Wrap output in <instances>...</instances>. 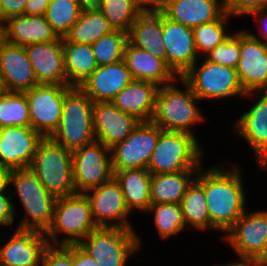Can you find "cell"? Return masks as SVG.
Here are the masks:
<instances>
[{
  "label": "cell",
  "mask_w": 267,
  "mask_h": 266,
  "mask_svg": "<svg viewBox=\"0 0 267 266\" xmlns=\"http://www.w3.org/2000/svg\"><path fill=\"white\" fill-rule=\"evenodd\" d=\"M59 37L53 31L45 15H20L2 24V39L13 45L26 46L39 42H51Z\"/></svg>",
  "instance_id": "cell-25"
},
{
  "label": "cell",
  "mask_w": 267,
  "mask_h": 266,
  "mask_svg": "<svg viewBox=\"0 0 267 266\" xmlns=\"http://www.w3.org/2000/svg\"><path fill=\"white\" fill-rule=\"evenodd\" d=\"M162 13L173 22L193 28L218 20L225 9L223 0H170Z\"/></svg>",
  "instance_id": "cell-26"
},
{
  "label": "cell",
  "mask_w": 267,
  "mask_h": 266,
  "mask_svg": "<svg viewBox=\"0 0 267 266\" xmlns=\"http://www.w3.org/2000/svg\"><path fill=\"white\" fill-rule=\"evenodd\" d=\"M123 60L133 80L150 81L163 86L179 78L163 59L135 47L129 41L125 46Z\"/></svg>",
  "instance_id": "cell-24"
},
{
  "label": "cell",
  "mask_w": 267,
  "mask_h": 266,
  "mask_svg": "<svg viewBox=\"0 0 267 266\" xmlns=\"http://www.w3.org/2000/svg\"><path fill=\"white\" fill-rule=\"evenodd\" d=\"M204 171V192L210 216V229L227 233L246 211V194L238 163H228Z\"/></svg>",
  "instance_id": "cell-1"
},
{
  "label": "cell",
  "mask_w": 267,
  "mask_h": 266,
  "mask_svg": "<svg viewBox=\"0 0 267 266\" xmlns=\"http://www.w3.org/2000/svg\"><path fill=\"white\" fill-rule=\"evenodd\" d=\"M162 131L152 121H140L123 141L110 148L113 171L147 169Z\"/></svg>",
  "instance_id": "cell-10"
},
{
  "label": "cell",
  "mask_w": 267,
  "mask_h": 266,
  "mask_svg": "<svg viewBox=\"0 0 267 266\" xmlns=\"http://www.w3.org/2000/svg\"><path fill=\"white\" fill-rule=\"evenodd\" d=\"M162 39L167 65L178 77H182L199 60L193 29L171 21L162 13Z\"/></svg>",
  "instance_id": "cell-16"
},
{
  "label": "cell",
  "mask_w": 267,
  "mask_h": 266,
  "mask_svg": "<svg viewBox=\"0 0 267 266\" xmlns=\"http://www.w3.org/2000/svg\"><path fill=\"white\" fill-rule=\"evenodd\" d=\"M42 138L31 126L0 128V165L10 171L29 168Z\"/></svg>",
  "instance_id": "cell-17"
},
{
  "label": "cell",
  "mask_w": 267,
  "mask_h": 266,
  "mask_svg": "<svg viewBox=\"0 0 267 266\" xmlns=\"http://www.w3.org/2000/svg\"><path fill=\"white\" fill-rule=\"evenodd\" d=\"M67 85L38 84L25 91L29 104L30 126L42 137H51L57 130L62 115Z\"/></svg>",
  "instance_id": "cell-12"
},
{
  "label": "cell",
  "mask_w": 267,
  "mask_h": 266,
  "mask_svg": "<svg viewBox=\"0 0 267 266\" xmlns=\"http://www.w3.org/2000/svg\"><path fill=\"white\" fill-rule=\"evenodd\" d=\"M236 70L245 98L267 92V43L249 30L240 31V58Z\"/></svg>",
  "instance_id": "cell-13"
},
{
  "label": "cell",
  "mask_w": 267,
  "mask_h": 266,
  "mask_svg": "<svg viewBox=\"0 0 267 266\" xmlns=\"http://www.w3.org/2000/svg\"><path fill=\"white\" fill-rule=\"evenodd\" d=\"M40 266H73V244L48 245L43 252Z\"/></svg>",
  "instance_id": "cell-41"
},
{
  "label": "cell",
  "mask_w": 267,
  "mask_h": 266,
  "mask_svg": "<svg viewBox=\"0 0 267 266\" xmlns=\"http://www.w3.org/2000/svg\"><path fill=\"white\" fill-rule=\"evenodd\" d=\"M135 232L126 228L98 227L78 245L99 266H125L141 245L140 237Z\"/></svg>",
  "instance_id": "cell-8"
},
{
  "label": "cell",
  "mask_w": 267,
  "mask_h": 266,
  "mask_svg": "<svg viewBox=\"0 0 267 266\" xmlns=\"http://www.w3.org/2000/svg\"><path fill=\"white\" fill-rule=\"evenodd\" d=\"M72 166L76 193H85L114 177L111 149L97 140L72 152Z\"/></svg>",
  "instance_id": "cell-11"
},
{
  "label": "cell",
  "mask_w": 267,
  "mask_h": 266,
  "mask_svg": "<svg viewBox=\"0 0 267 266\" xmlns=\"http://www.w3.org/2000/svg\"><path fill=\"white\" fill-rule=\"evenodd\" d=\"M94 102L79 88L64 95L61 121L51 138L71 152L95 141Z\"/></svg>",
  "instance_id": "cell-4"
},
{
  "label": "cell",
  "mask_w": 267,
  "mask_h": 266,
  "mask_svg": "<svg viewBox=\"0 0 267 266\" xmlns=\"http://www.w3.org/2000/svg\"><path fill=\"white\" fill-rule=\"evenodd\" d=\"M73 266H99L78 244H73Z\"/></svg>",
  "instance_id": "cell-46"
},
{
  "label": "cell",
  "mask_w": 267,
  "mask_h": 266,
  "mask_svg": "<svg viewBox=\"0 0 267 266\" xmlns=\"http://www.w3.org/2000/svg\"><path fill=\"white\" fill-rule=\"evenodd\" d=\"M28 0H0V25L9 18L24 15Z\"/></svg>",
  "instance_id": "cell-43"
},
{
  "label": "cell",
  "mask_w": 267,
  "mask_h": 266,
  "mask_svg": "<svg viewBox=\"0 0 267 266\" xmlns=\"http://www.w3.org/2000/svg\"><path fill=\"white\" fill-rule=\"evenodd\" d=\"M29 169L56 198L76 194L72 152L51 137H43L40 140Z\"/></svg>",
  "instance_id": "cell-3"
},
{
  "label": "cell",
  "mask_w": 267,
  "mask_h": 266,
  "mask_svg": "<svg viewBox=\"0 0 267 266\" xmlns=\"http://www.w3.org/2000/svg\"><path fill=\"white\" fill-rule=\"evenodd\" d=\"M51 0H28L25 6L26 15L43 16Z\"/></svg>",
  "instance_id": "cell-47"
},
{
  "label": "cell",
  "mask_w": 267,
  "mask_h": 266,
  "mask_svg": "<svg viewBox=\"0 0 267 266\" xmlns=\"http://www.w3.org/2000/svg\"><path fill=\"white\" fill-rule=\"evenodd\" d=\"M204 58L231 68H237L240 58V31L234 32L224 43L205 54Z\"/></svg>",
  "instance_id": "cell-40"
},
{
  "label": "cell",
  "mask_w": 267,
  "mask_h": 266,
  "mask_svg": "<svg viewBox=\"0 0 267 266\" xmlns=\"http://www.w3.org/2000/svg\"><path fill=\"white\" fill-rule=\"evenodd\" d=\"M158 88L157 84L150 81L133 80L111 102L140 121H151Z\"/></svg>",
  "instance_id": "cell-27"
},
{
  "label": "cell",
  "mask_w": 267,
  "mask_h": 266,
  "mask_svg": "<svg viewBox=\"0 0 267 266\" xmlns=\"http://www.w3.org/2000/svg\"><path fill=\"white\" fill-rule=\"evenodd\" d=\"M81 10H99L103 0H78Z\"/></svg>",
  "instance_id": "cell-49"
},
{
  "label": "cell",
  "mask_w": 267,
  "mask_h": 266,
  "mask_svg": "<svg viewBox=\"0 0 267 266\" xmlns=\"http://www.w3.org/2000/svg\"><path fill=\"white\" fill-rule=\"evenodd\" d=\"M96 228L89 199L84 193H76L57 198L53 221L45 235L49 245H72L79 244ZM62 234L65 237L60 240Z\"/></svg>",
  "instance_id": "cell-5"
},
{
  "label": "cell",
  "mask_w": 267,
  "mask_h": 266,
  "mask_svg": "<svg viewBox=\"0 0 267 266\" xmlns=\"http://www.w3.org/2000/svg\"><path fill=\"white\" fill-rule=\"evenodd\" d=\"M2 39V25H0V40Z\"/></svg>",
  "instance_id": "cell-53"
},
{
  "label": "cell",
  "mask_w": 267,
  "mask_h": 266,
  "mask_svg": "<svg viewBox=\"0 0 267 266\" xmlns=\"http://www.w3.org/2000/svg\"><path fill=\"white\" fill-rule=\"evenodd\" d=\"M178 80L182 87L185 86L184 90L177 87L176 81L159 86L151 121L164 131L186 132L194 135L192 132L194 124L204 121L200 108L197 107V102L201 100L181 77Z\"/></svg>",
  "instance_id": "cell-2"
},
{
  "label": "cell",
  "mask_w": 267,
  "mask_h": 266,
  "mask_svg": "<svg viewBox=\"0 0 267 266\" xmlns=\"http://www.w3.org/2000/svg\"><path fill=\"white\" fill-rule=\"evenodd\" d=\"M84 194L90 201L93 219L98 227L133 229L127 220L131 211L126 205L121 186L114 177Z\"/></svg>",
  "instance_id": "cell-14"
},
{
  "label": "cell",
  "mask_w": 267,
  "mask_h": 266,
  "mask_svg": "<svg viewBox=\"0 0 267 266\" xmlns=\"http://www.w3.org/2000/svg\"><path fill=\"white\" fill-rule=\"evenodd\" d=\"M11 184L14 185L27 215L17 229L46 233L53 221L57 198L45 189L29 168L11 170L9 186Z\"/></svg>",
  "instance_id": "cell-6"
},
{
  "label": "cell",
  "mask_w": 267,
  "mask_h": 266,
  "mask_svg": "<svg viewBox=\"0 0 267 266\" xmlns=\"http://www.w3.org/2000/svg\"><path fill=\"white\" fill-rule=\"evenodd\" d=\"M9 173L10 170L7 167L0 165V192L8 191Z\"/></svg>",
  "instance_id": "cell-50"
},
{
  "label": "cell",
  "mask_w": 267,
  "mask_h": 266,
  "mask_svg": "<svg viewBox=\"0 0 267 266\" xmlns=\"http://www.w3.org/2000/svg\"><path fill=\"white\" fill-rule=\"evenodd\" d=\"M133 81L124 60L98 66L79 86L95 102L112 101L115 96Z\"/></svg>",
  "instance_id": "cell-23"
},
{
  "label": "cell",
  "mask_w": 267,
  "mask_h": 266,
  "mask_svg": "<svg viewBox=\"0 0 267 266\" xmlns=\"http://www.w3.org/2000/svg\"><path fill=\"white\" fill-rule=\"evenodd\" d=\"M6 191L0 192V227L12 226L15 221V206Z\"/></svg>",
  "instance_id": "cell-44"
},
{
  "label": "cell",
  "mask_w": 267,
  "mask_h": 266,
  "mask_svg": "<svg viewBox=\"0 0 267 266\" xmlns=\"http://www.w3.org/2000/svg\"><path fill=\"white\" fill-rule=\"evenodd\" d=\"M141 12L162 13L170 0H135Z\"/></svg>",
  "instance_id": "cell-45"
},
{
  "label": "cell",
  "mask_w": 267,
  "mask_h": 266,
  "mask_svg": "<svg viewBox=\"0 0 267 266\" xmlns=\"http://www.w3.org/2000/svg\"><path fill=\"white\" fill-rule=\"evenodd\" d=\"M128 33L114 30L91 44L98 66L117 63L124 58Z\"/></svg>",
  "instance_id": "cell-39"
},
{
  "label": "cell",
  "mask_w": 267,
  "mask_h": 266,
  "mask_svg": "<svg viewBox=\"0 0 267 266\" xmlns=\"http://www.w3.org/2000/svg\"><path fill=\"white\" fill-rule=\"evenodd\" d=\"M63 51L67 86L79 87L98 67L92 46L63 37Z\"/></svg>",
  "instance_id": "cell-30"
},
{
  "label": "cell",
  "mask_w": 267,
  "mask_h": 266,
  "mask_svg": "<svg viewBox=\"0 0 267 266\" xmlns=\"http://www.w3.org/2000/svg\"><path fill=\"white\" fill-rule=\"evenodd\" d=\"M38 85L25 47L0 40V90L24 92Z\"/></svg>",
  "instance_id": "cell-18"
},
{
  "label": "cell",
  "mask_w": 267,
  "mask_h": 266,
  "mask_svg": "<svg viewBox=\"0 0 267 266\" xmlns=\"http://www.w3.org/2000/svg\"><path fill=\"white\" fill-rule=\"evenodd\" d=\"M128 41L166 62V48L162 39V13L142 12L130 28Z\"/></svg>",
  "instance_id": "cell-28"
},
{
  "label": "cell",
  "mask_w": 267,
  "mask_h": 266,
  "mask_svg": "<svg viewBox=\"0 0 267 266\" xmlns=\"http://www.w3.org/2000/svg\"><path fill=\"white\" fill-rule=\"evenodd\" d=\"M151 177L148 169L114 171V178L121 186L127 207L147 212L151 205Z\"/></svg>",
  "instance_id": "cell-29"
},
{
  "label": "cell",
  "mask_w": 267,
  "mask_h": 266,
  "mask_svg": "<svg viewBox=\"0 0 267 266\" xmlns=\"http://www.w3.org/2000/svg\"><path fill=\"white\" fill-rule=\"evenodd\" d=\"M230 17L232 16L225 12L216 21L204 23L192 28L197 54L201 52L205 56L206 53L214 49L217 45L224 43L233 34H229L225 28L228 24L227 20Z\"/></svg>",
  "instance_id": "cell-37"
},
{
  "label": "cell",
  "mask_w": 267,
  "mask_h": 266,
  "mask_svg": "<svg viewBox=\"0 0 267 266\" xmlns=\"http://www.w3.org/2000/svg\"><path fill=\"white\" fill-rule=\"evenodd\" d=\"M262 265H267V237L265 239L262 254L257 258Z\"/></svg>",
  "instance_id": "cell-52"
},
{
  "label": "cell",
  "mask_w": 267,
  "mask_h": 266,
  "mask_svg": "<svg viewBox=\"0 0 267 266\" xmlns=\"http://www.w3.org/2000/svg\"><path fill=\"white\" fill-rule=\"evenodd\" d=\"M241 262H231L225 265H217V266H260L261 263L258 259L255 258H247V257H239Z\"/></svg>",
  "instance_id": "cell-51"
},
{
  "label": "cell",
  "mask_w": 267,
  "mask_h": 266,
  "mask_svg": "<svg viewBox=\"0 0 267 266\" xmlns=\"http://www.w3.org/2000/svg\"><path fill=\"white\" fill-rule=\"evenodd\" d=\"M30 126L29 104L24 92L0 90V128Z\"/></svg>",
  "instance_id": "cell-34"
},
{
  "label": "cell",
  "mask_w": 267,
  "mask_h": 266,
  "mask_svg": "<svg viewBox=\"0 0 267 266\" xmlns=\"http://www.w3.org/2000/svg\"><path fill=\"white\" fill-rule=\"evenodd\" d=\"M249 15H254L256 26L258 27L259 34L265 39V43H267V7L253 11Z\"/></svg>",
  "instance_id": "cell-48"
},
{
  "label": "cell",
  "mask_w": 267,
  "mask_h": 266,
  "mask_svg": "<svg viewBox=\"0 0 267 266\" xmlns=\"http://www.w3.org/2000/svg\"><path fill=\"white\" fill-rule=\"evenodd\" d=\"M82 10L78 0H51L45 17L58 37H65L78 21Z\"/></svg>",
  "instance_id": "cell-35"
},
{
  "label": "cell",
  "mask_w": 267,
  "mask_h": 266,
  "mask_svg": "<svg viewBox=\"0 0 267 266\" xmlns=\"http://www.w3.org/2000/svg\"><path fill=\"white\" fill-rule=\"evenodd\" d=\"M147 211L154 213L153 224H155L154 226H156L159 237L161 238H170L186 228L180 204H151Z\"/></svg>",
  "instance_id": "cell-36"
},
{
  "label": "cell",
  "mask_w": 267,
  "mask_h": 266,
  "mask_svg": "<svg viewBox=\"0 0 267 266\" xmlns=\"http://www.w3.org/2000/svg\"><path fill=\"white\" fill-rule=\"evenodd\" d=\"M201 60L199 66L196 61L181 77L200 100L214 98L219 101L246 95L235 68L209 62L204 57Z\"/></svg>",
  "instance_id": "cell-9"
},
{
  "label": "cell",
  "mask_w": 267,
  "mask_h": 266,
  "mask_svg": "<svg viewBox=\"0 0 267 266\" xmlns=\"http://www.w3.org/2000/svg\"><path fill=\"white\" fill-rule=\"evenodd\" d=\"M198 171H180L169 174H152L151 204H180L187 188L196 178Z\"/></svg>",
  "instance_id": "cell-32"
},
{
  "label": "cell",
  "mask_w": 267,
  "mask_h": 266,
  "mask_svg": "<svg viewBox=\"0 0 267 266\" xmlns=\"http://www.w3.org/2000/svg\"><path fill=\"white\" fill-rule=\"evenodd\" d=\"M95 139L111 148L123 141L140 123L134 115L123 112L111 101L95 102L93 109Z\"/></svg>",
  "instance_id": "cell-20"
},
{
  "label": "cell",
  "mask_w": 267,
  "mask_h": 266,
  "mask_svg": "<svg viewBox=\"0 0 267 266\" xmlns=\"http://www.w3.org/2000/svg\"><path fill=\"white\" fill-rule=\"evenodd\" d=\"M99 11L114 30L126 33H129L132 24L142 13L135 0H103Z\"/></svg>",
  "instance_id": "cell-38"
},
{
  "label": "cell",
  "mask_w": 267,
  "mask_h": 266,
  "mask_svg": "<svg viewBox=\"0 0 267 266\" xmlns=\"http://www.w3.org/2000/svg\"><path fill=\"white\" fill-rule=\"evenodd\" d=\"M38 84L67 85L63 38L25 46Z\"/></svg>",
  "instance_id": "cell-19"
},
{
  "label": "cell",
  "mask_w": 267,
  "mask_h": 266,
  "mask_svg": "<svg viewBox=\"0 0 267 266\" xmlns=\"http://www.w3.org/2000/svg\"><path fill=\"white\" fill-rule=\"evenodd\" d=\"M48 245L44 232L16 229L1 246L0 266H40Z\"/></svg>",
  "instance_id": "cell-22"
},
{
  "label": "cell",
  "mask_w": 267,
  "mask_h": 266,
  "mask_svg": "<svg viewBox=\"0 0 267 266\" xmlns=\"http://www.w3.org/2000/svg\"><path fill=\"white\" fill-rule=\"evenodd\" d=\"M114 29L99 10H84L65 38L74 43L92 44Z\"/></svg>",
  "instance_id": "cell-33"
},
{
  "label": "cell",
  "mask_w": 267,
  "mask_h": 266,
  "mask_svg": "<svg viewBox=\"0 0 267 266\" xmlns=\"http://www.w3.org/2000/svg\"><path fill=\"white\" fill-rule=\"evenodd\" d=\"M257 94L259 99L236 119L233 131L246 140L261 169L267 170V92Z\"/></svg>",
  "instance_id": "cell-21"
},
{
  "label": "cell",
  "mask_w": 267,
  "mask_h": 266,
  "mask_svg": "<svg viewBox=\"0 0 267 266\" xmlns=\"http://www.w3.org/2000/svg\"><path fill=\"white\" fill-rule=\"evenodd\" d=\"M202 153L195 135L163 130L147 169L151 174L198 171L202 167Z\"/></svg>",
  "instance_id": "cell-7"
},
{
  "label": "cell",
  "mask_w": 267,
  "mask_h": 266,
  "mask_svg": "<svg viewBox=\"0 0 267 266\" xmlns=\"http://www.w3.org/2000/svg\"><path fill=\"white\" fill-rule=\"evenodd\" d=\"M225 12L230 16H244L267 7V0H223Z\"/></svg>",
  "instance_id": "cell-42"
},
{
  "label": "cell",
  "mask_w": 267,
  "mask_h": 266,
  "mask_svg": "<svg viewBox=\"0 0 267 266\" xmlns=\"http://www.w3.org/2000/svg\"><path fill=\"white\" fill-rule=\"evenodd\" d=\"M244 212L234 226L223 235L238 257L257 259L267 237V210Z\"/></svg>",
  "instance_id": "cell-15"
},
{
  "label": "cell",
  "mask_w": 267,
  "mask_h": 266,
  "mask_svg": "<svg viewBox=\"0 0 267 266\" xmlns=\"http://www.w3.org/2000/svg\"><path fill=\"white\" fill-rule=\"evenodd\" d=\"M180 205L186 227L192 226L202 231L210 230V216L204 192V171L201 167L187 188Z\"/></svg>",
  "instance_id": "cell-31"
}]
</instances>
